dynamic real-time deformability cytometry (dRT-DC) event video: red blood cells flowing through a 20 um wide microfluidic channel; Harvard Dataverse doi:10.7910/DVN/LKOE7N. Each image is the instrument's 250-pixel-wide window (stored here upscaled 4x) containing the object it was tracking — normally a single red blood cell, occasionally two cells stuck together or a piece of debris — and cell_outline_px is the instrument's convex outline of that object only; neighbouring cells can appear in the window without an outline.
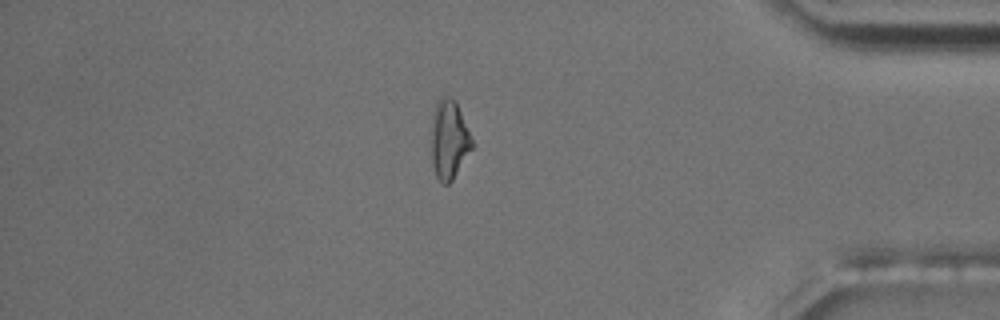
{"species": "common noctule bat (a hibernating species)", "species_latin": "Nyctalus noctula", "temperature_condition": "room temperature", "stored_images_in_passage": 56, "camera_frame_rate_fps": 3000, "um_per_image_px": 0.085, "animal": {"sex": "male", "body_mass_g": 17.5, "forearm_length_mm": 52.3}, "frame": {"image": 1, "passage_image": 48, "time_ms": 15.667, "image_size_px": [1000, 320], "cell_outline_px": [[476, 144], [452, 180], [448, 184], [444, 184], [436, 176], [428, 152], [432, 112], [436, 100], [440, 96], [448, 96], [456, 100]], "centroid_in_image_um": [38.14, 11.82], "position_along_channel_um": 397.1, "area_um2": 20.0}, "authors_computed_cell_mechanics": {"area_um2": 17.2244, "velocity_mm_per_s": 3.6377, "shape_relaxation_time_tau1_ms": 7.4647, "shape_relaxation_time_tau2_ms": null, "deformation_change_tau1": 0.2004, "deformation_change_tau2": null}}